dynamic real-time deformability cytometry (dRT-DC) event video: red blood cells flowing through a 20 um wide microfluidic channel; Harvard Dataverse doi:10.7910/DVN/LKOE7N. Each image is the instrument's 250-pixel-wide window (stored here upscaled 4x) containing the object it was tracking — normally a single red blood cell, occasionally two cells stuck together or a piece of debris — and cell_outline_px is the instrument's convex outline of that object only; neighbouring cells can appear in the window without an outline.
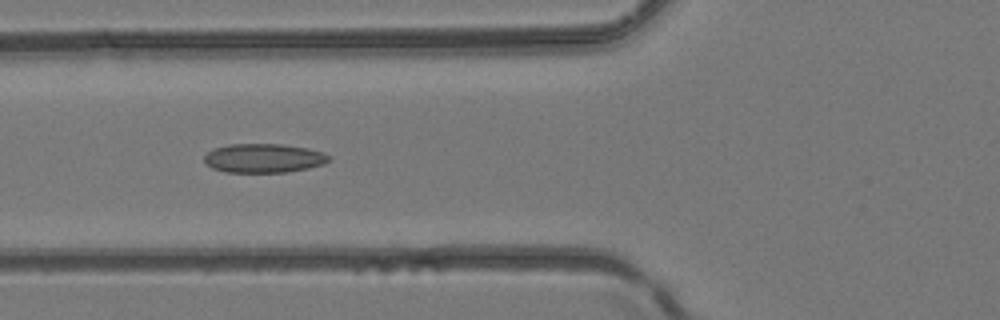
{"species": "common noctule bat (a hibernating species)", "species_latin": "Nyctalus noctula", "temperature_condition": "room temperature", "stored_images_in_passage": 5, "camera_frame_rate_fps": 3000, "um_per_image_px": 0.085, "animal": {"sex": "female", "body_mass_g": 24.6, "forearm_length_mm": 56.2}, "frame": {"image": 1, "passage_image": 4, "time_ms": 1.0, "image_size_px": [1000, 320], "cell_outline_px": [[332, 156], [324, 164], [308, 168], [288, 172], [224, 172], [212, 168], [204, 164], [204, 156], [212, 148], [228, 144], [280, 144], [308, 148], [324, 152]], "centroid_in_image_um": [22.39, 13.44], "position_along_channel_um": 103.4, "area_um2": 21.33}}
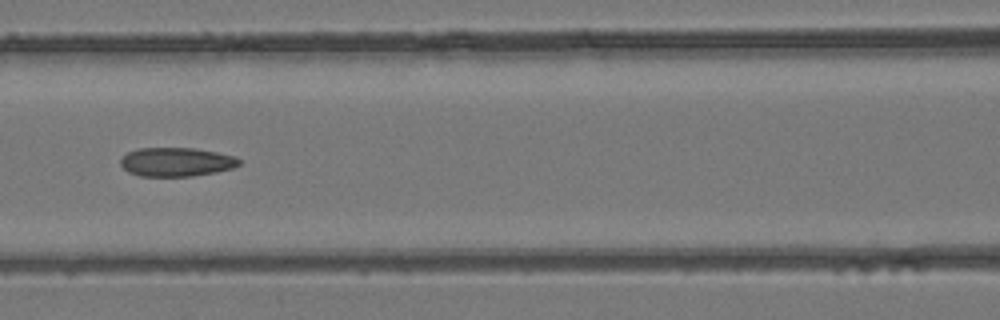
{"frame": {"image": 2, "passage_image": 5, "time_ms": 1.333, "image_size_px": [1000, 320], "cell_outline_px": [[240, 164], [232, 168], [216, 172], [192, 176], [140, 176], [128, 172], [120, 164], [120, 160], [128, 152], [140, 148], [192, 148], [216, 152], [236, 156], [240, 160]], "centroid_in_image_um": [14.99, 13.77], "position_along_channel_um": 151.6, "area_um2": 19.88}}